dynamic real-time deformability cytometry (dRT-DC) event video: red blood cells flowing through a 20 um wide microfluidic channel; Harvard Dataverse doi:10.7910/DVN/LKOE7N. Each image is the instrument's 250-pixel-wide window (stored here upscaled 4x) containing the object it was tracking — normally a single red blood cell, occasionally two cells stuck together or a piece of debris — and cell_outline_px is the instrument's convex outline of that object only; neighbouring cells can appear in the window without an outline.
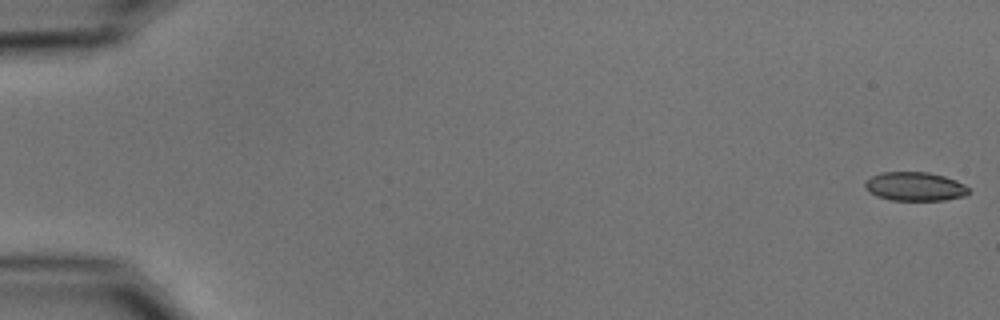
{"species": "common noctule bat (a hibernating species)", "species_latin": "Nyctalus noctula", "temperature_condition": "cold", "stored_images_in_passage": 54, "camera_frame_rate_fps": 3000, "um_per_image_px": 0.085, "animal": {"sex": "male", "body_mass_g": 15.6}, "frame": {"image": 1, "passage_image": 1, "time_ms": 0.0, "image_size_px": [1000, 320], "cell_outline_px": [[968, 192], [964, 196], [944, 200], [892, 200], [876, 196], [868, 192], [864, 184], [872, 176], [880, 172], [928, 172], [944, 176], [956, 180], [964, 184], [968, 188]], "centroid_in_image_um": [77.75, 15.85], "position_along_channel_um": 7.2, "area_um2": 17.34}}
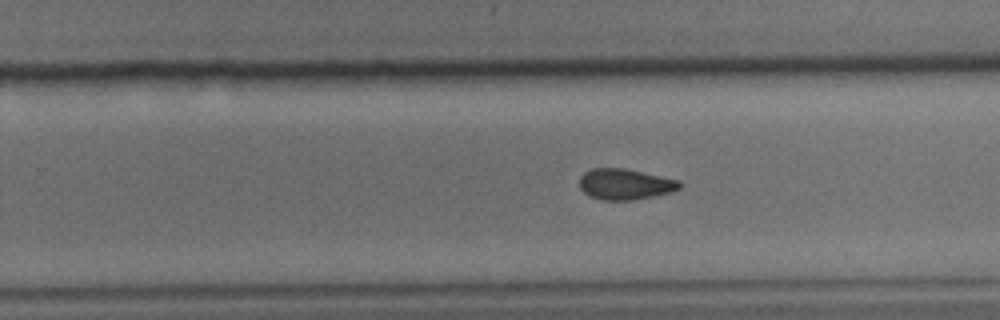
{"frame": {"image": 2, "passage_image": 35, "time_ms": 11.333, "image_size_px": [1000, 320], "cell_outline_px": [[684, 184], [680, 188], [668, 192], [652, 196], [632, 200], [600, 200], [588, 196], [580, 188], [580, 176], [584, 172], [592, 168], [624, 168], [680, 180]], "centroid_in_image_um": [53.11, 15.65], "position_along_channel_um": 276.7, "area_um2": 18.03}}
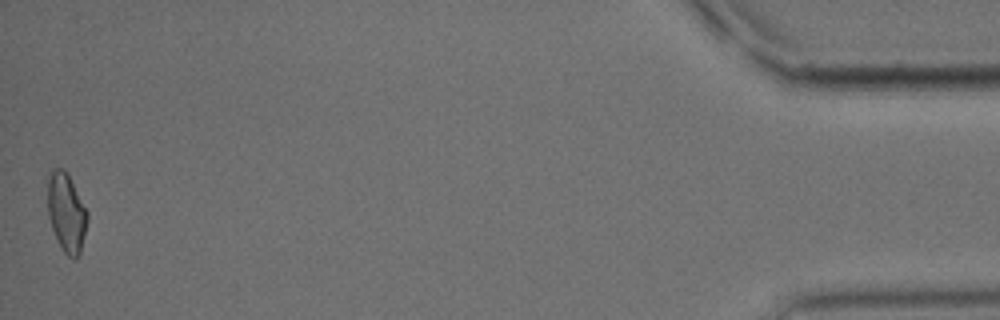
{"frame": {"image": 3, "passage_image": 54, "time_ms": 17.667, "image_size_px": [1000, 320], "cell_outline_px": [[88, 220], [80, 252], [76, 260], [72, 260], [64, 252], [52, 228], [48, 216], [48, 180], [52, 172], [56, 168], [64, 168], [68, 172], [88, 212]], "centroid_in_image_um": [5.67, 18.07], "position_along_channel_um": 429.5, "area_um2": 18.21}, "authors_computed_cell_mechanics": {"area_um2": 18.0914, "velocity_mm_per_s": 3.767, "shape_relaxation_time_tau1_ms": 5.4388, "shape_relaxation_time_tau2_ms": 3.4719, "deformation_change_tau1": 0.121, "deformation_change_tau2": 0.0808}}